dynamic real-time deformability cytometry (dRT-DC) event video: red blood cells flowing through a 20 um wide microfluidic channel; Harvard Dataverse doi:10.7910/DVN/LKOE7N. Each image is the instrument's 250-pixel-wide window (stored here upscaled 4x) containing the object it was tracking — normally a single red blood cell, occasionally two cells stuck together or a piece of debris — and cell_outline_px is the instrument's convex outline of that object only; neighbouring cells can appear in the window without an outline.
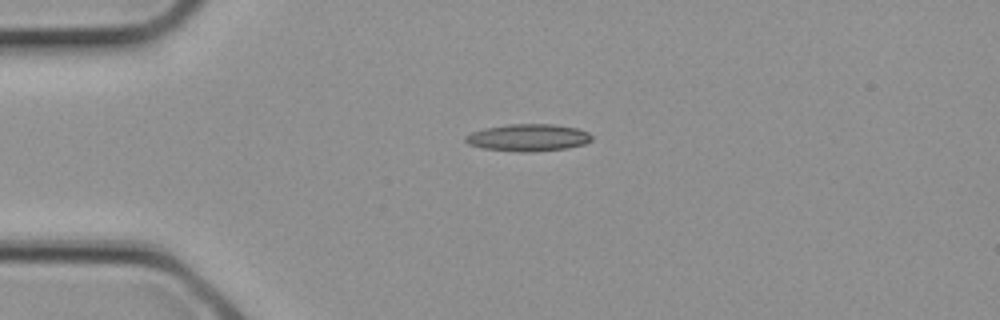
{"species": "common noctule bat (a hibernating species)", "species_latin": "Nyctalus noctula", "temperature_condition": "cold", "stored_images_in_passage": 1, "camera_frame_rate_fps": 3000, "um_per_image_px": 0.085, "animal": {"sex": "female", "body_mass_g": 21.9}, "frame": {"image": 1, "passage_image": 1, "time_ms": 0.0, "image_size_px": [1000, 320], "cell_outline_px": [[592, 140], [584, 144], [568, 148], [532, 152], [516, 152], [484, 148], [468, 144], [464, 140], [464, 136], [472, 132], [484, 128], [508, 124], [552, 124], [576, 128], [588, 132], [592, 136]], "centroid_in_image_um": [44.88, 11.7], "position_along_channel_um": 40.1, "area_um2": 20.06}}